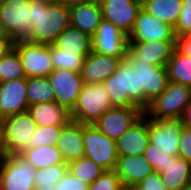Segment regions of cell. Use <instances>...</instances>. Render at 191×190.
Masks as SVG:
<instances>
[{
	"label": "cell",
	"mask_w": 191,
	"mask_h": 190,
	"mask_svg": "<svg viewBox=\"0 0 191 190\" xmlns=\"http://www.w3.org/2000/svg\"><path fill=\"white\" fill-rule=\"evenodd\" d=\"M179 157L191 163V129L183 126L178 143Z\"/></svg>",
	"instance_id": "obj_41"
},
{
	"label": "cell",
	"mask_w": 191,
	"mask_h": 190,
	"mask_svg": "<svg viewBox=\"0 0 191 190\" xmlns=\"http://www.w3.org/2000/svg\"><path fill=\"white\" fill-rule=\"evenodd\" d=\"M125 59L138 70L139 90L144 94V110L167 88L169 79L166 66H152L137 60L129 51Z\"/></svg>",
	"instance_id": "obj_10"
},
{
	"label": "cell",
	"mask_w": 191,
	"mask_h": 190,
	"mask_svg": "<svg viewBox=\"0 0 191 190\" xmlns=\"http://www.w3.org/2000/svg\"><path fill=\"white\" fill-rule=\"evenodd\" d=\"M28 112L37 126H65L72 120L71 112L55 101L29 105Z\"/></svg>",
	"instance_id": "obj_24"
},
{
	"label": "cell",
	"mask_w": 191,
	"mask_h": 190,
	"mask_svg": "<svg viewBox=\"0 0 191 190\" xmlns=\"http://www.w3.org/2000/svg\"><path fill=\"white\" fill-rule=\"evenodd\" d=\"M63 126H36L29 148L56 145Z\"/></svg>",
	"instance_id": "obj_35"
},
{
	"label": "cell",
	"mask_w": 191,
	"mask_h": 190,
	"mask_svg": "<svg viewBox=\"0 0 191 190\" xmlns=\"http://www.w3.org/2000/svg\"><path fill=\"white\" fill-rule=\"evenodd\" d=\"M53 1L61 3L68 7L79 3L91 2V0H53Z\"/></svg>",
	"instance_id": "obj_45"
},
{
	"label": "cell",
	"mask_w": 191,
	"mask_h": 190,
	"mask_svg": "<svg viewBox=\"0 0 191 190\" xmlns=\"http://www.w3.org/2000/svg\"><path fill=\"white\" fill-rule=\"evenodd\" d=\"M191 103V88L169 81L164 92L158 95L144 110L149 119H181Z\"/></svg>",
	"instance_id": "obj_3"
},
{
	"label": "cell",
	"mask_w": 191,
	"mask_h": 190,
	"mask_svg": "<svg viewBox=\"0 0 191 190\" xmlns=\"http://www.w3.org/2000/svg\"><path fill=\"white\" fill-rule=\"evenodd\" d=\"M3 156L2 143H1V126H0V157Z\"/></svg>",
	"instance_id": "obj_50"
},
{
	"label": "cell",
	"mask_w": 191,
	"mask_h": 190,
	"mask_svg": "<svg viewBox=\"0 0 191 190\" xmlns=\"http://www.w3.org/2000/svg\"><path fill=\"white\" fill-rule=\"evenodd\" d=\"M35 190H56V187L43 188V186H36Z\"/></svg>",
	"instance_id": "obj_47"
},
{
	"label": "cell",
	"mask_w": 191,
	"mask_h": 190,
	"mask_svg": "<svg viewBox=\"0 0 191 190\" xmlns=\"http://www.w3.org/2000/svg\"><path fill=\"white\" fill-rule=\"evenodd\" d=\"M159 173L168 190H182L191 180V163L179 156H171L166 167Z\"/></svg>",
	"instance_id": "obj_25"
},
{
	"label": "cell",
	"mask_w": 191,
	"mask_h": 190,
	"mask_svg": "<svg viewBox=\"0 0 191 190\" xmlns=\"http://www.w3.org/2000/svg\"><path fill=\"white\" fill-rule=\"evenodd\" d=\"M56 190H89V185L74 177L69 171L57 182Z\"/></svg>",
	"instance_id": "obj_40"
},
{
	"label": "cell",
	"mask_w": 191,
	"mask_h": 190,
	"mask_svg": "<svg viewBox=\"0 0 191 190\" xmlns=\"http://www.w3.org/2000/svg\"><path fill=\"white\" fill-rule=\"evenodd\" d=\"M143 157L153 167L154 171L162 172V168L166 167L171 156L159 148H155V145L148 143Z\"/></svg>",
	"instance_id": "obj_37"
},
{
	"label": "cell",
	"mask_w": 191,
	"mask_h": 190,
	"mask_svg": "<svg viewBox=\"0 0 191 190\" xmlns=\"http://www.w3.org/2000/svg\"><path fill=\"white\" fill-rule=\"evenodd\" d=\"M28 107L27 77L0 83V120Z\"/></svg>",
	"instance_id": "obj_17"
},
{
	"label": "cell",
	"mask_w": 191,
	"mask_h": 190,
	"mask_svg": "<svg viewBox=\"0 0 191 190\" xmlns=\"http://www.w3.org/2000/svg\"><path fill=\"white\" fill-rule=\"evenodd\" d=\"M32 8L29 0H7L0 4V25L12 41H28L32 37Z\"/></svg>",
	"instance_id": "obj_6"
},
{
	"label": "cell",
	"mask_w": 191,
	"mask_h": 190,
	"mask_svg": "<svg viewBox=\"0 0 191 190\" xmlns=\"http://www.w3.org/2000/svg\"><path fill=\"white\" fill-rule=\"evenodd\" d=\"M175 50L181 55L191 58V33L186 36L176 37Z\"/></svg>",
	"instance_id": "obj_42"
},
{
	"label": "cell",
	"mask_w": 191,
	"mask_h": 190,
	"mask_svg": "<svg viewBox=\"0 0 191 190\" xmlns=\"http://www.w3.org/2000/svg\"><path fill=\"white\" fill-rule=\"evenodd\" d=\"M112 107L103 83L84 84L71 111V119L82 124H94Z\"/></svg>",
	"instance_id": "obj_5"
},
{
	"label": "cell",
	"mask_w": 191,
	"mask_h": 190,
	"mask_svg": "<svg viewBox=\"0 0 191 190\" xmlns=\"http://www.w3.org/2000/svg\"><path fill=\"white\" fill-rule=\"evenodd\" d=\"M175 50V41L128 42V51L139 61L152 66H166Z\"/></svg>",
	"instance_id": "obj_18"
},
{
	"label": "cell",
	"mask_w": 191,
	"mask_h": 190,
	"mask_svg": "<svg viewBox=\"0 0 191 190\" xmlns=\"http://www.w3.org/2000/svg\"><path fill=\"white\" fill-rule=\"evenodd\" d=\"M103 85L113 107L140 108L144 111V94L139 90L138 70L123 59Z\"/></svg>",
	"instance_id": "obj_2"
},
{
	"label": "cell",
	"mask_w": 191,
	"mask_h": 190,
	"mask_svg": "<svg viewBox=\"0 0 191 190\" xmlns=\"http://www.w3.org/2000/svg\"><path fill=\"white\" fill-rule=\"evenodd\" d=\"M56 146L67 164L84 157L82 123L71 120L63 126Z\"/></svg>",
	"instance_id": "obj_23"
},
{
	"label": "cell",
	"mask_w": 191,
	"mask_h": 190,
	"mask_svg": "<svg viewBox=\"0 0 191 190\" xmlns=\"http://www.w3.org/2000/svg\"><path fill=\"white\" fill-rule=\"evenodd\" d=\"M182 190H191V180L182 188Z\"/></svg>",
	"instance_id": "obj_48"
},
{
	"label": "cell",
	"mask_w": 191,
	"mask_h": 190,
	"mask_svg": "<svg viewBox=\"0 0 191 190\" xmlns=\"http://www.w3.org/2000/svg\"><path fill=\"white\" fill-rule=\"evenodd\" d=\"M12 39H0V58L13 49Z\"/></svg>",
	"instance_id": "obj_43"
},
{
	"label": "cell",
	"mask_w": 191,
	"mask_h": 190,
	"mask_svg": "<svg viewBox=\"0 0 191 190\" xmlns=\"http://www.w3.org/2000/svg\"><path fill=\"white\" fill-rule=\"evenodd\" d=\"M120 176L115 169L104 170L101 175L89 185V190H121L123 188Z\"/></svg>",
	"instance_id": "obj_36"
},
{
	"label": "cell",
	"mask_w": 191,
	"mask_h": 190,
	"mask_svg": "<svg viewBox=\"0 0 191 190\" xmlns=\"http://www.w3.org/2000/svg\"><path fill=\"white\" fill-rule=\"evenodd\" d=\"M143 114L140 108L112 107L94 125L110 139L117 141Z\"/></svg>",
	"instance_id": "obj_14"
},
{
	"label": "cell",
	"mask_w": 191,
	"mask_h": 190,
	"mask_svg": "<svg viewBox=\"0 0 191 190\" xmlns=\"http://www.w3.org/2000/svg\"><path fill=\"white\" fill-rule=\"evenodd\" d=\"M122 59L91 52L84 59L80 75L84 84L103 83L114 74Z\"/></svg>",
	"instance_id": "obj_19"
},
{
	"label": "cell",
	"mask_w": 191,
	"mask_h": 190,
	"mask_svg": "<svg viewBox=\"0 0 191 190\" xmlns=\"http://www.w3.org/2000/svg\"><path fill=\"white\" fill-rule=\"evenodd\" d=\"M181 119H149V143L170 156H179L178 143L183 127Z\"/></svg>",
	"instance_id": "obj_13"
},
{
	"label": "cell",
	"mask_w": 191,
	"mask_h": 190,
	"mask_svg": "<svg viewBox=\"0 0 191 190\" xmlns=\"http://www.w3.org/2000/svg\"><path fill=\"white\" fill-rule=\"evenodd\" d=\"M27 99L29 105L55 101L54 90L47 77L27 78Z\"/></svg>",
	"instance_id": "obj_30"
},
{
	"label": "cell",
	"mask_w": 191,
	"mask_h": 190,
	"mask_svg": "<svg viewBox=\"0 0 191 190\" xmlns=\"http://www.w3.org/2000/svg\"><path fill=\"white\" fill-rule=\"evenodd\" d=\"M84 157L99 165L103 170L115 169L118 160L116 141L100 132L94 124H82Z\"/></svg>",
	"instance_id": "obj_7"
},
{
	"label": "cell",
	"mask_w": 191,
	"mask_h": 190,
	"mask_svg": "<svg viewBox=\"0 0 191 190\" xmlns=\"http://www.w3.org/2000/svg\"><path fill=\"white\" fill-rule=\"evenodd\" d=\"M115 171L124 187H133L147 175L154 172L153 167L143 155L119 156Z\"/></svg>",
	"instance_id": "obj_22"
},
{
	"label": "cell",
	"mask_w": 191,
	"mask_h": 190,
	"mask_svg": "<svg viewBox=\"0 0 191 190\" xmlns=\"http://www.w3.org/2000/svg\"><path fill=\"white\" fill-rule=\"evenodd\" d=\"M105 0H91V3L101 5Z\"/></svg>",
	"instance_id": "obj_49"
},
{
	"label": "cell",
	"mask_w": 191,
	"mask_h": 190,
	"mask_svg": "<svg viewBox=\"0 0 191 190\" xmlns=\"http://www.w3.org/2000/svg\"><path fill=\"white\" fill-rule=\"evenodd\" d=\"M66 53L73 55H88L92 52L91 36L68 26L53 43Z\"/></svg>",
	"instance_id": "obj_26"
},
{
	"label": "cell",
	"mask_w": 191,
	"mask_h": 190,
	"mask_svg": "<svg viewBox=\"0 0 191 190\" xmlns=\"http://www.w3.org/2000/svg\"><path fill=\"white\" fill-rule=\"evenodd\" d=\"M7 0H0V4H2V3H4V2H6Z\"/></svg>",
	"instance_id": "obj_52"
},
{
	"label": "cell",
	"mask_w": 191,
	"mask_h": 190,
	"mask_svg": "<svg viewBox=\"0 0 191 190\" xmlns=\"http://www.w3.org/2000/svg\"><path fill=\"white\" fill-rule=\"evenodd\" d=\"M67 171V163L54 164L35 170V186H43V188L55 187Z\"/></svg>",
	"instance_id": "obj_34"
},
{
	"label": "cell",
	"mask_w": 191,
	"mask_h": 190,
	"mask_svg": "<svg viewBox=\"0 0 191 190\" xmlns=\"http://www.w3.org/2000/svg\"><path fill=\"white\" fill-rule=\"evenodd\" d=\"M0 126L3 155H13L29 148L37 125L30 113L25 111L2 118Z\"/></svg>",
	"instance_id": "obj_4"
},
{
	"label": "cell",
	"mask_w": 191,
	"mask_h": 190,
	"mask_svg": "<svg viewBox=\"0 0 191 190\" xmlns=\"http://www.w3.org/2000/svg\"><path fill=\"white\" fill-rule=\"evenodd\" d=\"M103 19L111 22L127 36L132 32L141 0H105L101 4Z\"/></svg>",
	"instance_id": "obj_15"
},
{
	"label": "cell",
	"mask_w": 191,
	"mask_h": 190,
	"mask_svg": "<svg viewBox=\"0 0 191 190\" xmlns=\"http://www.w3.org/2000/svg\"><path fill=\"white\" fill-rule=\"evenodd\" d=\"M0 184L4 190H35V169L20 154L3 155Z\"/></svg>",
	"instance_id": "obj_8"
},
{
	"label": "cell",
	"mask_w": 191,
	"mask_h": 190,
	"mask_svg": "<svg viewBox=\"0 0 191 190\" xmlns=\"http://www.w3.org/2000/svg\"><path fill=\"white\" fill-rule=\"evenodd\" d=\"M181 121L185 127L191 129V103L184 110Z\"/></svg>",
	"instance_id": "obj_44"
},
{
	"label": "cell",
	"mask_w": 191,
	"mask_h": 190,
	"mask_svg": "<svg viewBox=\"0 0 191 190\" xmlns=\"http://www.w3.org/2000/svg\"><path fill=\"white\" fill-rule=\"evenodd\" d=\"M32 8L33 32L28 40L34 43L53 44L70 25L69 7L53 0H29Z\"/></svg>",
	"instance_id": "obj_1"
},
{
	"label": "cell",
	"mask_w": 191,
	"mask_h": 190,
	"mask_svg": "<svg viewBox=\"0 0 191 190\" xmlns=\"http://www.w3.org/2000/svg\"><path fill=\"white\" fill-rule=\"evenodd\" d=\"M121 190H132L130 187H123Z\"/></svg>",
	"instance_id": "obj_51"
},
{
	"label": "cell",
	"mask_w": 191,
	"mask_h": 190,
	"mask_svg": "<svg viewBox=\"0 0 191 190\" xmlns=\"http://www.w3.org/2000/svg\"><path fill=\"white\" fill-rule=\"evenodd\" d=\"M68 171L77 179L90 185L104 170L91 159L82 157L69 162Z\"/></svg>",
	"instance_id": "obj_31"
},
{
	"label": "cell",
	"mask_w": 191,
	"mask_h": 190,
	"mask_svg": "<svg viewBox=\"0 0 191 190\" xmlns=\"http://www.w3.org/2000/svg\"><path fill=\"white\" fill-rule=\"evenodd\" d=\"M173 28L156 19L150 13L141 8L138 13L134 28L128 35V42L139 41H175Z\"/></svg>",
	"instance_id": "obj_16"
},
{
	"label": "cell",
	"mask_w": 191,
	"mask_h": 190,
	"mask_svg": "<svg viewBox=\"0 0 191 190\" xmlns=\"http://www.w3.org/2000/svg\"><path fill=\"white\" fill-rule=\"evenodd\" d=\"M169 81L181 83L191 88V58L181 55L176 50L166 63Z\"/></svg>",
	"instance_id": "obj_29"
},
{
	"label": "cell",
	"mask_w": 191,
	"mask_h": 190,
	"mask_svg": "<svg viewBox=\"0 0 191 190\" xmlns=\"http://www.w3.org/2000/svg\"><path fill=\"white\" fill-rule=\"evenodd\" d=\"M141 2L146 12L174 28L182 9V0H141Z\"/></svg>",
	"instance_id": "obj_27"
},
{
	"label": "cell",
	"mask_w": 191,
	"mask_h": 190,
	"mask_svg": "<svg viewBox=\"0 0 191 190\" xmlns=\"http://www.w3.org/2000/svg\"><path fill=\"white\" fill-rule=\"evenodd\" d=\"M23 66L25 77H47L53 68L50 45L31 41H18L13 44Z\"/></svg>",
	"instance_id": "obj_9"
},
{
	"label": "cell",
	"mask_w": 191,
	"mask_h": 190,
	"mask_svg": "<svg viewBox=\"0 0 191 190\" xmlns=\"http://www.w3.org/2000/svg\"><path fill=\"white\" fill-rule=\"evenodd\" d=\"M148 143V118L143 114L116 141L118 156L143 155Z\"/></svg>",
	"instance_id": "obj_20"
},
{
	"label": "cell",
	"mask_w": 191,
	"mask_h": 190,
	"mask_svg": "<svg viewBox=\"0 0 191 190\" xmlns=\"http://www.w3.org/2000/svg\"><path fill=\"white\" fill-rule=\"evenodd\" d=\"M103 20L101 5L84 2L69 6L70 26L92 36Z\"/></svg>",
	"instance_id": "obj_21"
},
{
	"label": "cell",
	"mask_w": 191,
	"mask_h": 190,
	"mask_svg": "<svg viewBox=\"0 0 191 190\" xmlns=\"http://www.w3.org/2000/svg\"><path fill=\"white\" fill-rule=\"evenodd\" d=\"M92 51L102 55L125 59L128 52V36L111 22L102 20L91 36Z\"/></svg>",
	"instance_id": "obj_11"
},
{
	"label": "cell",
	"mask_w": 191,
	"mask_h": 190,
	"mask_svg": "<svg viewBox=\"0 0 191 190\" xmlns=\"http://www.w3.org/2000/svg\"><path fill=\"white\" fill-rule=\"evenodd\" d=\"M131 188L132 190H168L162 183L160 173L156 171L147 175L143 180Z\"/></svg>",
	"instance_id": "obj_39"
},
{
	"label": "cell",
	"mask_w": 191,
	"mask_h": 190,
	"mask_svg": "<svg viewBox=\"0 0 191 190\" xmlns=\"http://www.w3.org/2000/svg\"><path fill=\"white\" fill-rule=\"evenodd\" d=\"M47 78L54 90L55 102L71 112L84 85L80 72L57 68Z\"/></svg>",
	"instance_id": "obj_12"
},
{
	"label": "cell",
	"mask_w": 191,
	"mask_h": 190,
	"mask_svg": "<svg viewBox=\"0 0 191 190\" xmlns=\"http://www.w3.org/2000/svg\"><path fill=\"white\" fill-rule=\"evenodd\" d=\"M0 39H12L9 35L5 33L1 25H0Z\"/></svg>",
	"instance_id": "obj_46"
},
{
	"label": "cell",
	"mask_w": 191,
	"mask_h": 190,
	"mask_svg": "<svg viewBox=\"0 0 191 190\" xmlns=\"http://www.w3.org/2000/svg\"><path fill=\"white\" fill-rule=\"evenodd\" d=\"M173 31L175 37L186 36L191 33V0H182V9Z\"/></svg>",
	"instance_id": "obj_38"
},
{
	"label": "cell",
	"mask_w": 191,
	"mask_h": 190,
	"mask_svg": "<svg viewBox=\"0 0 191 190\" xmlns=\"http://www.w3.org/2000/svg\"><path fill=\"white\" fill-rule=\"evenodd\" d=\"M50 54L53 63V68H61L73 72H80L86 55H73L62 51L54 44H50Z\"/></svg>",
	"instance_id": "obj_33"
},
{
	"label": "cell",
	"mask_w": 191,
	"mask_h": 190,
	"mask_svg": "<svg viewBox=\"0 0 191 190\" xmlns=\"http://www.w3.org/2000/svg\"><path fill=\"white\" fill-rule=\"evenodd\" d=\"M20 155L25 158L33 169L38 170L54 164L66 163L56 145L27 148Z\"/></svg>",
	"instance_id": "obj_28"
},
{
	"label": "cell",
	"mask_w": 191,
	"mask_h": 190,
	"mask_svg": "<svg viewBox=\"0 0 191 190\" xmlns=\"http://www.w3.org/2000/svg\"><path fill=\"white\" fill-rule=\"evenodd\" d=\"M20 78H26L25 72L18 54L13 48L0 58V83Z\"/></svg>",
	"instance_id": "obj_32"
}]
</instances>
